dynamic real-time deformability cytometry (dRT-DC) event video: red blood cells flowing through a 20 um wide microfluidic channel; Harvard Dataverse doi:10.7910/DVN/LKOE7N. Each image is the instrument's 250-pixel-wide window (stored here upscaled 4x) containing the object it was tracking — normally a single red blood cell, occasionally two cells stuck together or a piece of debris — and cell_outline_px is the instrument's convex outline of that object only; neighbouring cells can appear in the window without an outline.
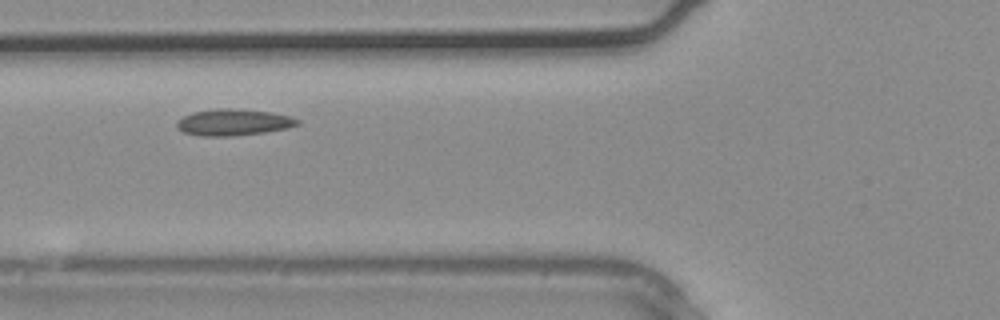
{"species": "common noctule bat (a hibernating species)", "species_latin": "Nyctalus noctula", "temperature_condition": "warm", "stored_images_in_passage": 3, "camera_frame_rate_fps": 3000, "um_per_image_px": 0.085, "animal": {"sex": "male", "body_mass_g": 20.4}, "frame": {"image": 1, "passage_image": 3, "time_ms": 0.667, "image_size_px": [1000, 320], "cell_outline_px": [[300, 124], [288, 128], [264, 132], [232, 136], [200, 136], [184, 132], [176, 128], [176, 120], [192, 112], [216, 108], [232, 108], [272, 112], [288, 116], [300, 120]], "centroid_in_image_um": [19.81, 10.39], "position_along_channel_um": 106.0, "area_um2": 18.73}}